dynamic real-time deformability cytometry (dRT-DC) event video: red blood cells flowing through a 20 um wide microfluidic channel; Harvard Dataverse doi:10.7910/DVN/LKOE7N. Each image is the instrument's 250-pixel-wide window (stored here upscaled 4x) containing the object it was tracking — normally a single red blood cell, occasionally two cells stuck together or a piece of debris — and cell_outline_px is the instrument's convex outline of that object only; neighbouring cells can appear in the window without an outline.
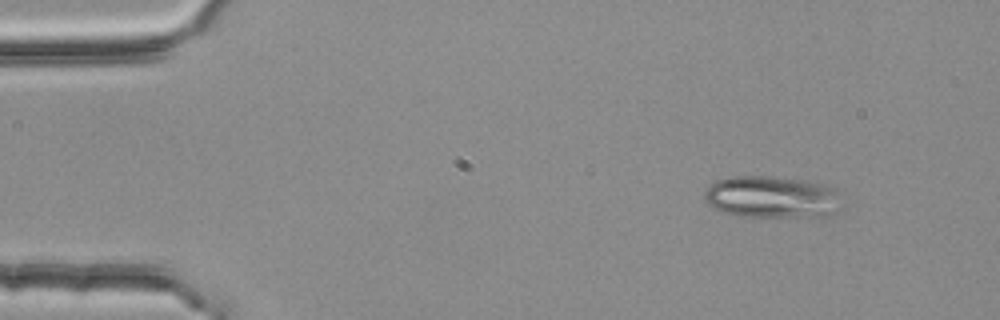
{"species": "common noctule bat (a hibernating species)", "species_latin": "Nyctalus noctula", "temperature_condition": "room temperature", "stored_images_in_passage": 3, "camera_frame_rate_fps": 3000, "um_per_image_px": 0.085, "animal": {"sex": "female", "body_mass_g": 25.1}, "frame": {"image": 1, "passage_image": 1, "time_ms": 0.0, "image_size_px": [1000, 320], "cell_outline_px": [[848, 208], [824, 216], [740, 216], [724, 212], [712, 208], [704, 200], [704, 192], [708, 184], [716, 180], [732, 176], [764, 176], [808, 180], [824, 184], [836, 188]], "centroid_in_image_um": [65.69, 16.74], "position_along_channel_um": 19.3, "area_um2": 34.45}}